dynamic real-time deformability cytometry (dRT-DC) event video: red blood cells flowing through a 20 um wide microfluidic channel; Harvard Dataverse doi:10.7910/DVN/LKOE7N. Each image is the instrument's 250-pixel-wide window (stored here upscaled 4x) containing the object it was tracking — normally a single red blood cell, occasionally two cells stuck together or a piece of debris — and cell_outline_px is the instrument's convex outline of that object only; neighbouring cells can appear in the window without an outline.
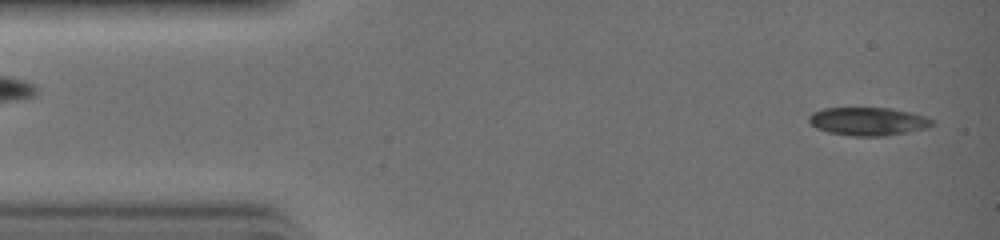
{"species": "common noctule bat (a hibernating species)", "species_latin": "Nyctalus noctula", "temperature_condition": "warm", "stored_images_in_passage": 13, "camera_frame_rate_fps": 3000, "um_per_image_px": 0.085, "animal": {"sex": "female", "body_mass_g": 19.0, "forearm_length_mm": 51.5}, "frame": {"image": 1, "passage_image": 2, "time_ms": 0.333, "image_size_px": [1000, 240], "cell_outline_px": [[932, 124], [928, 128], [884, 136], [852, 136], [828, 132], [816, 128], [808, 120], [808, 116], [812, 112], [824, 108], [892, 108], [924, 116], [932, 120]], "centroid_in_image_um": [73.74, 10.32], "position_along_channel_um": 11.3, "area_um2": 20.11}}
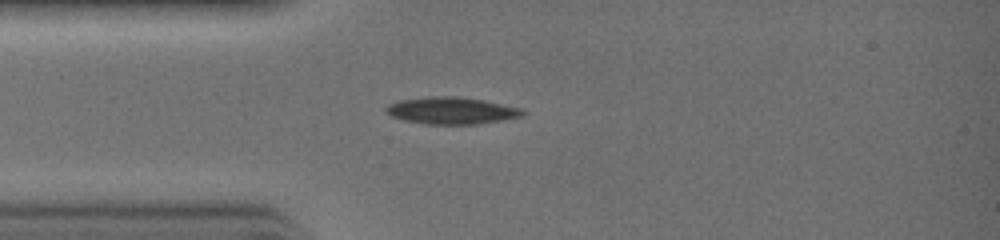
{"frame": {"image": 2, "passage_image": 8, "time_ms": 2.333, "image_size_px": [1000, 240], "cell_outline_px": [[528, 112], [524, 116], [504, 120], [476, 124], [424, 124], [404, 120], [392, 116], [384, 112], [384, 108], [388, 104], [400, 100], [428, 96], [456, 96], [484, 100], [524, 108]], "centroid_in_image_um": [38.42, 9.4], "position_along_channel_um": 46.6, "area_um2": 21.85}}